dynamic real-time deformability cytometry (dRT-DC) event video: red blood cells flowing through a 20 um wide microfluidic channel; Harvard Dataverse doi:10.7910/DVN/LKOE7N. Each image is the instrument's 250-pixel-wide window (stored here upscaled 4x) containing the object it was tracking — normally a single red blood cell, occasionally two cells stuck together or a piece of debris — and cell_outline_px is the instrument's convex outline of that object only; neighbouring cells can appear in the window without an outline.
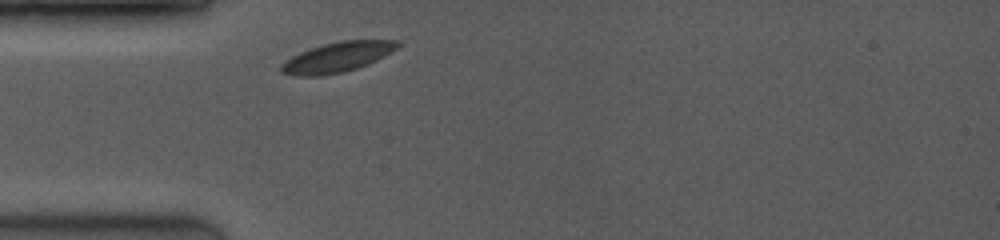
{"species": "common noctule bat (a hibernating species)", "species_latin": "Nyctalus noctula", "temperature_condition": "room temperature", "stored_images_in_passage": 1, "camera_frame_rate_fps": 3500, "um_per_image_px": 0.085, "animal": {"sex": "female", "body_mass_g": 19.0, "forearm_length_mm": 53.3}, "frame": {"image": 1, "passage_image": 1, "time_ms": 0.0, "image_size_px": [1000, 240], "cell_outline_px": [[400, 44], [396, 48], [384, 56], [368, 64], [344, 72], [320, 76], [296, 76], [280, 72], [280, 64], [284, 60], [300, 52], [324, 44], [340, 40], [400, 40]], "centroid_in_image_um": [28.64, 4.86], "position_along_channel_um": 56.4, "area_um2": 20.35}}